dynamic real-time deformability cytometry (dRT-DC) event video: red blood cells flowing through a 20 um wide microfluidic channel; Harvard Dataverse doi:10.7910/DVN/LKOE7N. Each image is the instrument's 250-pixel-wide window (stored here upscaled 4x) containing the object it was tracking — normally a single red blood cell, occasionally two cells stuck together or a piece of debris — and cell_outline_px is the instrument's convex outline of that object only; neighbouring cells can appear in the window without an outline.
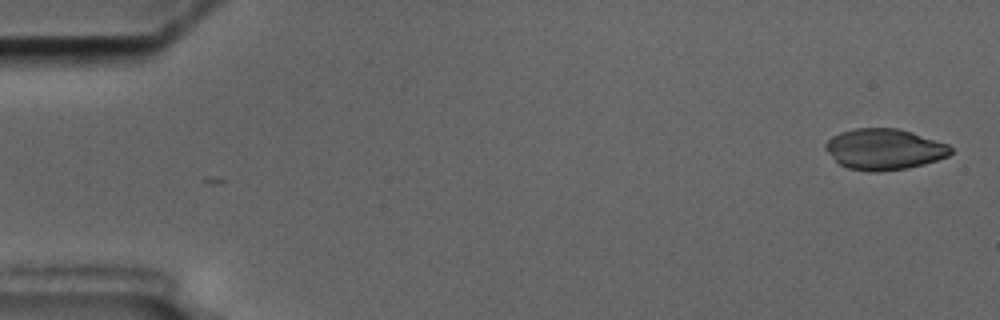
{"species": "common noctule bat (a hibernating species)", "species_latin": "Nyctalus noctula", "temperature_condition": "cold", "stored_images_in_passage": 6, "camera_frame_rate_fps": 3000, "um_per_image_px": 0.085, "animal": {"sex": "male", "body_mass_g": 17.5, "forearm_length_mm": 52.3}, "frame": {"image": 1, "passage_image": 1, "time_ms": 0.0, "image_size_px": [1000, 320], "cell_outline_px": [[952, 152], [948, 156], [924, 164], [908, 168], [876, 172], [868, 172], [848, 168], [840, 164], [824, 148], [824, 144], [832, 136], [840, 132], [852, 128], [896, 128], [912, 132], [948, 144], [952, 148]], "centroid_in_image_um": [75.15, 12.68], "position_along_channel_um": 9.8, "area_um2": 29.88}}
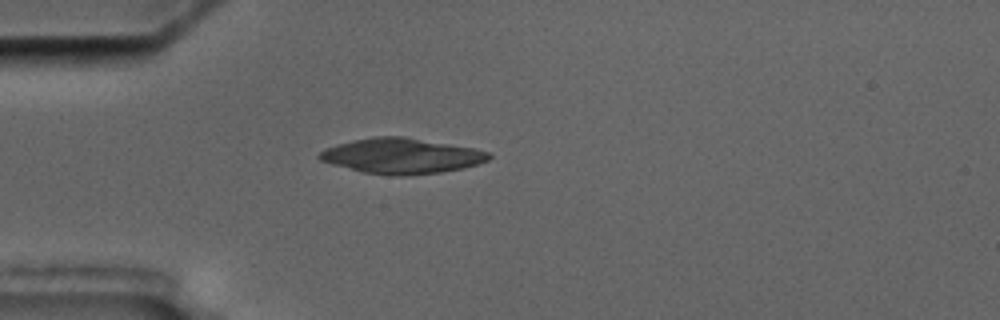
{"frame": {"image": 2, "passage_image": 5, "time_ms": 4.667, "image_size_px": [1000, 320], "cell_outline_px": [[492, 156], [488, 160], [464, 168], [440, 172], [404, 176], [396, 176], [364, 172], [332, 164], [320, 160], [316, 156], [320, 152], [336, 144], [352, 140], [376, 136], [404, 136], [472, 148], [488, 152]], "centroid_in_image_um": [34.11, 13.25], "position_along_channel_um": 50.9, "area_um2": 34.62}}